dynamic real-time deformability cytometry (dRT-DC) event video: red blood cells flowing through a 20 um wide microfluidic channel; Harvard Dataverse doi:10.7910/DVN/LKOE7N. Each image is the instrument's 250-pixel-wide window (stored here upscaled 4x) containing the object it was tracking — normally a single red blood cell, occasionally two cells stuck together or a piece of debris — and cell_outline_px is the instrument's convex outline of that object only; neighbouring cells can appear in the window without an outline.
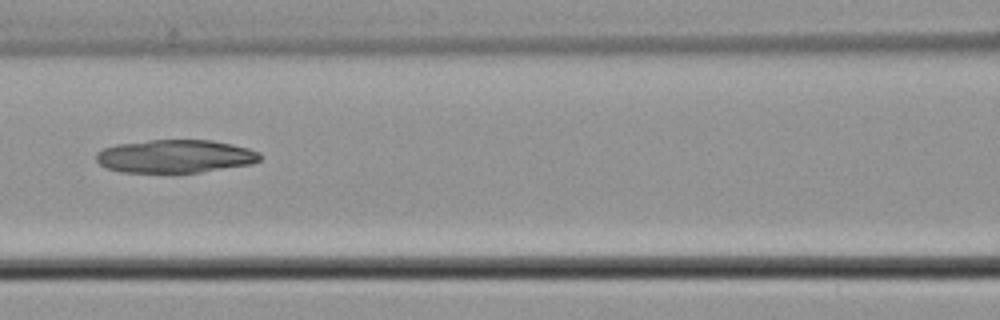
{"species": "common noctule bat (a hibernating species)", "species_latin": "Nyctalus noctula", "temperature_condition": "cold", "stored_images_in_passage": 6, "camera_frame_rate_fps": 3000, "um_per_image_px": 0.085, "animal": {"sex": "male", "body_mass_g": 21.5, "forearm_length_mm": 52.0}, "frame": {"image": 1, "passage_image": 6, "time_ms": 1.667, "image_size_px": [1000, 320], "cell_outline_px": [[260, 160], [252, 164], [200, 172], [120, 172], [108, 168], [100, 164], [96, 160], [96, 152], [104, 148], [116, 144], [148, 140], [212, 140], [232, 144], [248, 148], [260, 152]], "centroid_in_image_um": [14.89, 13.28], "position_along_channel_um": 151.7, "area_um2": 31.62}}